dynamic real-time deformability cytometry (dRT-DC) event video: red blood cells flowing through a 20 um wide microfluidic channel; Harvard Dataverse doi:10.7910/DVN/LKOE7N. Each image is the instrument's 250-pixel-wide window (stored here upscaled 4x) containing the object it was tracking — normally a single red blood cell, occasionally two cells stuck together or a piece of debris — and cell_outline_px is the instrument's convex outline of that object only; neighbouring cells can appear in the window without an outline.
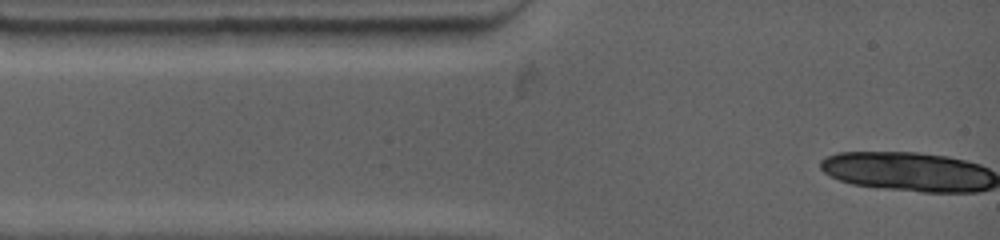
{"species": "common noctule bat (a hibernating species)", "species_latin": "Nyctalus noctula", "temperature_condition": "warm", "stored_images_in_passage": 3, "camera_frame_rate_fps": 4500, "um_per_image_px": 0.085, "animal": {"sex": "female", "body_mass_g": 19.0, "forearm_length_mm": 53.3}, "frame": {"image": 1, "passage_image": 1, "time_ms": 0.0, "image_size_px": [1000, 240], "cell_outline_px": [[472, 28], [468, 44], [412, 48], [336, 44], [312, 28]], "centroid_in_image_um": [33.8, 3.12], "position_along_channel_um": 51.2, "area_um2": 18.79}}